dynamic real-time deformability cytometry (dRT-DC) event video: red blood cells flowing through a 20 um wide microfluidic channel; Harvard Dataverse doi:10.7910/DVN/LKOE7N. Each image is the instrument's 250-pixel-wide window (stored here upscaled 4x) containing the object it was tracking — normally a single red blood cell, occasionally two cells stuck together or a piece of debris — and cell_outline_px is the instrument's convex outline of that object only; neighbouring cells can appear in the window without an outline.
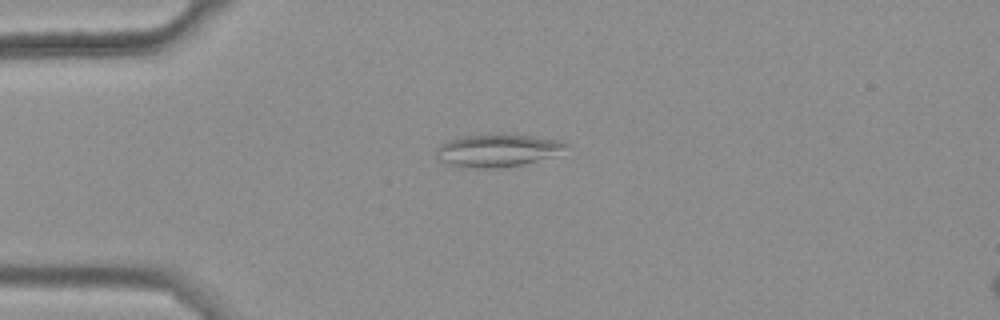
{"species": "common noctule bat (a hibernating species)", "species_latin": "Nyctalus noctula", "temperature_condition": "warm", "stored_images_in_passage": 38, "camera_frame_rate_fps": 3000, "um_per_image_px": 0.085, "animal": {"sex": "female", "body_mass_g": 25.1}, "frame": {"image": 1, "passage_image": 3, "time_ms": 0.667, "image_size_px": [1000, 320], "cell_outline_px": [[568, 144], [556, 156], [520, 164], [500, 168], [488, 168], [452, 164], [440, 160], [436, 148], [440, 144], [448, 140], [460, 136], [488, 132], [496, 132], [560, 140]], "centroid_in_image_um": [42.29, 12.73], "position_along_channel_um": 42.7, "area_um2": 24.62}}
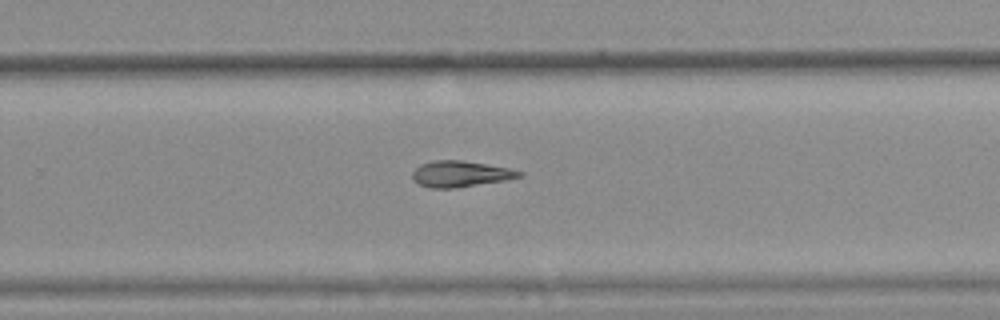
{"frame": {"image": 2, "passage_image": 25, "time_ms": 8.0, "image_size_px": [1000, 320], "cell_outline_px": [[524, 176], [504, 180], [456, 188], [428, 188], [420, 184], [412, 176], [412, 172], [420, 164], [432, 160], [464, 160], [508, 168], [524, 172]], "centroid_in_image_um": [39.14, 14.77], "position_along_channel_um": 290.7, "area_um2": 16.18}}
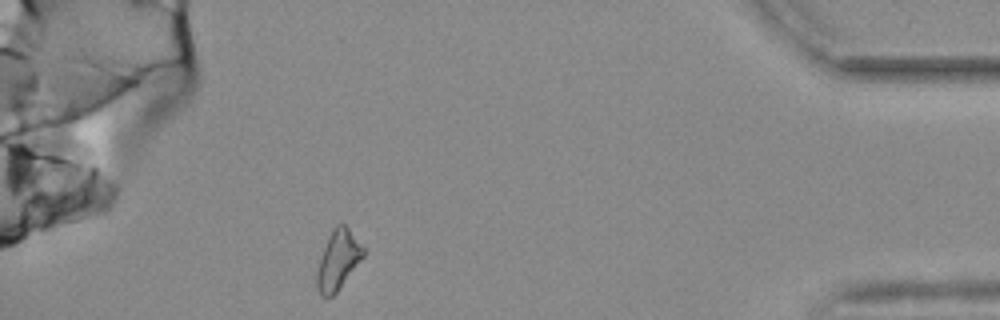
{"frame": {"image": 3, "passage_image": 38, "time_ms": 12.333, "image_size_px": [1000, 320], "cell_outline_px": [[364, 256], [336, 292], [332, 296], [320, 296], [316, 288], [316, 272], [324, 248], [332, 228], [340, 220], [348, 228], [364, 248]], "centroid_in_image_um": [28.71, 22.08], "position_along_channel_um": 406.5, "area_um2": 15.84}}